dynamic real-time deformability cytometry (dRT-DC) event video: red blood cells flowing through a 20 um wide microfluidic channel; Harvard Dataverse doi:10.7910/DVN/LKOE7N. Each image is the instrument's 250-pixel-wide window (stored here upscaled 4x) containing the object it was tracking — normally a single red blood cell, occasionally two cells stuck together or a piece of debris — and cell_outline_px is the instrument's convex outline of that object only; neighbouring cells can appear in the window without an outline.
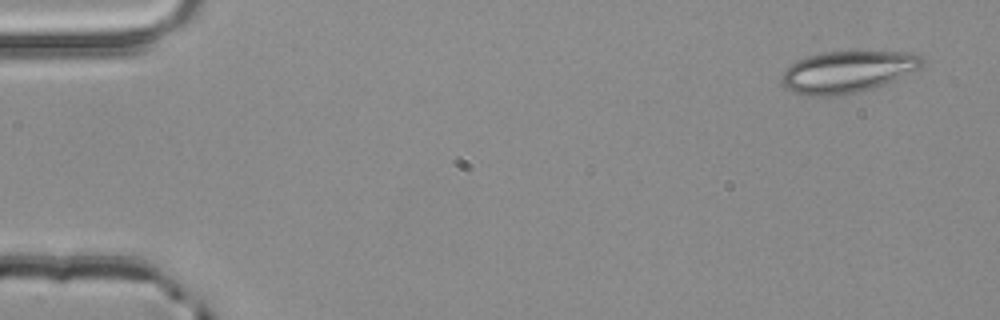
{"species": "common noctule bat (a hibernating species)", "species_latin": "Nyctalus noctula", "temperature_condition": "room temperature", "stored_images_in_passage": 3, "camera_frame_rate_fps": 3000, "um_per_image_px": 0.085, "animal": {"sex": "male", "body_mass_g": 20.4}, "frame": {"image": 1, "passage_image": 1, "time_ms": 0.0, "image_size_px": [1000, 320], "cell_outline_px": [[924, 64], [920, 68], [884, 84], [860, 92], [836, 96], [812, 96], [792, 92], [780, 80], [780, 76], [784, 68], [796, 60], [808, 56], [824, 52], [912, 52], [920, 56], [924, 60]], "centroid_in_image_um": [72.0, 6.11], "position_along_channel_um": 13.0, "area_um2": 34.16}}